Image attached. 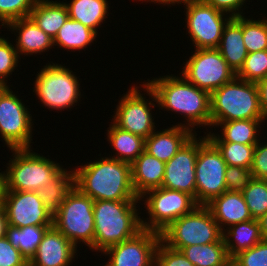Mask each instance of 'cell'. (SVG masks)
<instances>
[{
    "label": "cell",
    "mask_w": 267,
    "mask_h": 266,
    "mask_svg": "<svg viewBox=\"0 0 267 266\" xmlns=\"http://www.w3.org/2000/svg\"><path fill=\"white\" fill-rule=\"evenodd\" d=\"M77 251L71 241L52 226L44 234L29 264L32 266H69Z\"/></svg>",
    "instance_id": "ac0fdd59"
},
{
    "label": "cell",
    "mask_w": 267,
    "mask_h": 266,
    "mask_svg": "<svg viewBox=\"0 0 267 266\" xmlns=\"http://www.w3.org/2000/svg\"><path fill=\"white\" fill-rule=\"evenodd\" d=\"M183 67L181 74L210 94L236 76L216 48L196 49Z\"/></svg>",
    "instance_id": "4fadbf2b"
},
{
    "label": "cell",
    "mask_w": 267,
    "mask_h": 266,
    "mask_svg": "<svg viewBox=\"0 0 267 266\" xmlns=\"http://www.w3.org/2000/svg\"><path fill=\"white\" fill-rule=\"evenodd\" d=\"M75 187L94 201H141L132 186L131 164L109 157L74 168Z\"/></svg>",
    "instance_id": "6da1fadb"
},
{
    "label": "cell",
    "mask_w": 267,
    "mask_h": 266,
    "mask_svg": "<svg viewBox=\"0 0 267 266\" xmlns=\"http://www.w3.org/2000/svg\"><path fill=\"white\" fill-rule=\"evenodd\" d=\"M229 166L251 168L256 145L235 142H212Z\"/></svg>",
    "instance_id": "d6a6232c"
},
{
    "label": "cell",
    "mask_w": 267,
    "mask_h": 266,
    "mask_svg": "<svg viewBox=\"0 0 267 266\" xmlns=\"http://www.w3.org/2000/svg\"><path fill=\"white\" fill-rule=\"evenodd\" d=\"M154 266H194L181 252L166 245L160 240L156 254Z\"/></svg>",
    "instance_id": "ab89813d"
},
{
    "label": "cell",
    "mask_w": 267,
    "mask_h": 266,
    "mask_svg": "<svg viewBox=\"0 0 267 266\" xmlns=\"http://www.w3.org/2000/svg\"><path fill=\"white\" fill-rule=\"evenodd\" d=\"M165 162L145 150L131 164L132 186L140 198L146 191L162 187Z\"/></svg>",
    "instance_id": "603a6c76"
},
{
    "label": "cell",
    "mask_w": 267,
    "mask_h": 266,
    "mask_svg": "<svg viewBox=\"0 0 267 266\" xmlns=\"http://www.w3.org/2000/svg\"><path fill=\"white\" fill-rule=\"evenodd\" d=\"M243 40L248 53L267 50V18L253 20L243 16Z\"/></svg>",
    "instance_id": "e575fe53"
},
{
    "label": "cell",
    "mask_w": 267,
    "mask_h": 266,
    "mask_svg": "<svg viewBox=\"0 0 267 266\" xmlns=\"http://www.w3.org/2000/svg\"><path fill=\"white\" fill-rule=\"evenodd\" d=\"M7 225H8V221L6 218L5 211L2 205H0V238L6 236Z\"/></svg>",
    "instance_id": "bcb514c9"
},
{
    "label": "cell",
    "mask_w": 267,
    "mask_h": 266,
    "mask_svg": "<svg viewBox=\"0 0 267 266\" xmlns=\"http://www.w3.org/2000/svg\"><path fill=\"white\" fill-rule=\"evenodd\" d=\"M2 207L8 225L14 227L53 226V215L37 191H5Z\"/></svg>",
    "instance_id": "9a60e30c"
},
{
    "label": "cell",
    "mask_w": 267,
    "mask_h": 266,
    "mask_svg": "<svg viewBox=\"0 0 267 266\" xmlns=\"http://www.w3.org/2000/svg\"><path fill=\"white\" fill-rule=\"evenodd\" d=\"M21 57L18 55L15 46L9 42L6 38L0 37V85H7L8 75L14 72L18 67V63Z\"/></svg>",
    "instance_id": "74e56055"
},
{
    "label": "cell",
    "mask_w": 267,
    "mask_h": 266,
    "mask_svg": "<svg viewBox=\"0 0 267 266\" xmlns=\"http://www.w3.org/2000/svg\"><path fill=\"white\" fill-rule=\"evenodd\" d=\"M29 261L14 248L6 236L0 238V266H26Z\"/></svg>",
    "instance_id": "b9f144b4"
},
{
    "label": "cell",
    "mask_w": 267,
    "mask_h": 266,
    "mask_svg": "<svg viewBox=\"0 0 267 266\" xmlns=\"http://www.w3.org/2000/svg\"><path fill=\"white\" fill-rule=\"evenodd\" d=\"M160 234L166 245L177 250L223 239V231L205 205H198L192 212L176 219Z\"/></svg>",
    "instance_id": "8992f818"
},
{
    "label": "cell",
    "mask_w": 267,
    "mask_h": 266,
    "mask_svg": "<svg viewBox=\"0 0 267 266\" xmlns=\"http://www.w3.org/2000/svg\"><path fill=\"white\" fill-rule=\"evenodd\" d=\"M223 239L230 259L240 252L250 249L263 240L257 219L231 225L223 231ZM233 239V240H232Z\"/></svg>",
    "instance_id": "d4e9b609"
},
{
    "label": "cell",
    "mask_w": 267,
    "mask_h": 266,
    "mask_svg": "<svg viewBox=\"0 0 267 266\" xmlns=\"http://www.w3.org/2000/svg\"><path fill=\"white\" fill-rule=\"evenodd\" d=\"M227 266H236V265L233 263V260L230 259V260L227 262Z\"/></svg>",
    "instance_id": "f907efd6"
},
{
    "label": "cell",
    "mask_w": 267,
    "mask_h": 266,
    "mask_svg": "<svg viewBox=\"0 0 267 266\" xmlns=\"http://www.w3.org/2000/svg\"><path fill=\"white\" fill-rule=\"evenodd\" d=\"M29 17L52 39L69 18L65 2L37 0Z\"/></svg>",
    "instance_id": "484cf974"
},
{
    "label": "cell",
    "mask_w": 267,
    "mask_h": 266,
    "mask_svg": "<svg viewBox=\"0 0 267 266\" xmlns=\"http://www.w3.org/2000/svg\"><path fill=\"white\" fill-rule=\"evenodd\" d=\"M258 87L261 109L267 120V77L256 83Z\"/></svg>",
    "instance_id": "f6af8a7d"
},
{
    "label": "cell",
    "mask_w": 267,
    "mask_h": 266,
    "mask_svg": "<svg viewBox=\"0 0 267 266\" xmlns=\"http://www.w3.org/2000/svg\"><path fill=\"white\" fill-rule=\"evenodd\" d=\"M74 187V170L68 172L62 168L49 183L39 188L37 193L43 205L54 215Z\"/></svg>",
    "instance_id": "4316f807"
},
{
    "label": "cell",
    "mask_w": 267,
    "mask_h": 266,
    "mask_svg": "<svg viewBox=\"0 0 267 266\" xmlns=\"http://www.w3.org/2000/svg\"><path fill=\"white\" fill-rule=\"evenodd\" d=\"M181 252L194 266H222L230 260L224 239L205 245L183 247Z\"/></svg>",
    "instance_id": "1f68e13d"
},
{
    "label": "cell",
    "mask_w": 267,
    "mask_h": 266,
    "mask_svg": "<svg viewBox=\"0 0 267 266\" xmlns=\"http://www.w3.org/2000/svg\"><path fill=\"white\" fill-rule=\"evenodd\" d=\"M93 203V199L74 187L53 215V226L76 248L81 242L89 248L94 244Z\"/></svg>",
    "instance_id": "52a82bcc"
},
{
    "label": "cell",
    "mask_w": 267,
    "mask_h": 266,
    "mask_svg": "<svg viewBox=\"0 0 267 266\" xmlns=\"http://www.w3.org/2000/svg\"><path fill=\"white\" fill-rule=\"evenodd\" d=\"M65 6L70 19L82 23L96 34L101 22L108 16L107 0H72Z\"/></svg>",
    "instance_id": "83f0119b"
},
{
    "label": "cell",
    "mask_w": 267,
    "mask_h": 266,
    "mask_svg": "<svg viewBox=\"0 0 267 266\" xmlns=\"http://www.w3.org/2000/svg\"><path fill=\"white\" fill-rule=\"evenodd\" d=\"M51 63L43 66L44 68H41L36 75L33 92L49 109L61 111L70 109L80 101L78 77L65 65Z\"/></svg>",
    "instance_id": "ba28073f"
},
{
    "label": "cell",
    "mask_w": 267,
    "mask_h": 266,
    "mask_svg": "<svg viewBox=\"0 0 267 266\" xmlns=\"http://www.w3.org/2000/svg\"><path fill=\"white\" fill-rule=\"evenodd\" d=\"M240 79L257 83L267 77V50L248 53L243 67L236 74Z\"/></svg>",
    "instance_id": "d590c367"
},
{
    "label": "cell",
    "mask_w": 267,
    "mask_h": 266,
    "mask_svg": "<svg viewBox=\"0 0 267 266\" xmlns=\"http://www.w3.org/2000/svg\"><path fill=\"white\" fill-rule=\"evenodd\" d=\"M27 109L9 86L0 85V134L10 150L31 148L33 118Z\"/></svg>",
    "instance_id": "8fae6325"
},
{
    "label": "cell",
    "mask_w": 267,
    "mask_h": 266,
    "mask_svg": "<svg viewBox=\"0 0 267 266\" xmlns=\"http://www.w3.org/2000/svg\"><path fill=\"white\" fill-rule=\"evenodd\" d=\"M144 91L151 97L150 102L146 101L138 86L130 87L128 93L120 98L116 113L112 116L113 123L122 130L131 132L144 139L148 138L155 130L154 118L152 117L151 107L157 104L154 91L143 82ZM156 103H154V102ZM153 102V103H152ZM153 118V119H152Z\"/></svg>",
    "instance_id": "7c38bea8"
},
{
    "label": "cell",
    "mask_w": 267,
    "mask_h": 266,
    "mask_svg": "<svg viewBox=\"0 0 267 266\" xmlns=\"http://www.w3.org/2000/svg\"><path fill=\"white\" fill-rule=\"evenodd\" d=\"M211 126L242 119H265L256 83L235 76L210 94Z\"/></svg>",
    "instance_id": "277c9868"
},
{
    "label": "cell",
    "mask_w": 267,
    "mask_h": 266,
    "mask_svg": "<svg viewBox=\"0 0 267 266\" xmlns=\"http://www.w3.org/2000/svg\"><path fill=\"white\" fill-rule=\"evenodd\" d=\"M107 130V139L117 152L111 158L132 164L144 151L145 139L117 127L113 122Z\"/></svg>",
    "instance_id": "f1b7e54d"
},
{
    "label": "cell",
    "mask_w": 267,
    "mask_h": 266,
    "mask_svg": "<svg viewBox=\"0 0 267 266\" xmlns=\"http://www.w3.org/2000/svg\"><path fill=\"white\" fill-rule=\"evenodd\" d=\"M258 142L255 146L253 161L251 165V172L253 178L267 179V143Z\"/></svg>",
    "instance_id": "7bdbcfd3"
},
{
    "label": "cell",
    "mask_w": 267,
    "mask_h": 266,
    "mask_svg": "<svg viewBox=\"0 0 267 266\" xmlns=\"http://www.w3.org/2000/svg\"><path fill=\"white\" fill-rule=\"evenodd\" d=\"M37 0H0V22L6 26L9 22L29 17Z\"/></svg>",
    "instance_id": "8d00e7d4"
},
{
    "label": "cell",
    "mask_w": 267,
    "mask_h": 266,
    "mask_svg": "<svg viewBox=\"0 0 267 266\" xmlns=\"http://www.w3.org/2000/svg\"><path fill=\"white\" fill-rule=\"evenodd\" d=\"M138 1H144V2H154V3H158V4H162V5H175L176 3L179 5V4H187V3H190V2H193V1H196V0H138Z\"/></svg>",
    "instance_id": "7dc6e473"
},
{
    "label": "cell",
    "mask_w": 267,
    "mask_h": 266,
    "mask_svg": "<svg viewBox=\"0 0 267 266\" xmlns=\"http://www.w3.org/2000/svg\"><path fill=\"white\" fill-rule=\"evenodd\" d=\"M227 164L217 147L204 136L198 139V154L195 164L196 202L207 205L215 197L227 191L225 172Z\"/></svg>",
    "instance_id": "30bf717a"
},
{
    "label": "cell",
    "mask_w": 267,
    "mask_h": 266,
    "mask_svg": "<svg viewBox=\"0 0 267 266\" xmlns=\"http://www.w3.org/2000/svg\"><path fill=\"white\" fill-rule=\"evenodd\" d=\"M137 203L140 201H94L95 233L94 244L90 249L102 253L140 232L141 216H138Z\"/></svg>",
    "instance_id": "3957f363"
},
{
    "label": "cell",
    "mask_w": 267,
    "mask_h": 266,
    "mask_svg": "<svg viewBox=\"0 0 267 266\" xmlns=\"http://www.w3.org/2000/svg\"><path fill=\"white\" fill-rule=\"evenodd\" d=\"M6 191L5 172H0V205L3 203Z\"/></svg>",
    "instance_id": "681fc988"
},
{
    "label": "cell",
    "mask_w": 267,
    "mask_h": 266,
    "mask_svg": "<svg viewBox=\"0 0 267 266\" xmlns=\"http://www.w3.org/2000/svg\"><path fill=\"white\" fill-rule=\"evenodd\" d=\"M146 84L154 91L159 109L171 110L187 118L186 124L178 125L192 131L195 126L211 127L210 93L190 83L182 74L181 77L171 74L148 79Z\"/></svg>",
    "instance_id": "7a4b0ae2"
},
{
    "label": "cell",
    "mask_w": 267,
    "mask_h": 266,
    "mask_svg": "<svg viewBox=\"0 0 267 266\" xmlns=\"http://www.w3.org/2000/svg\"><path fill=\"white\" fill-rule=\"evenodd\" d=\"M253 179L250 168L227 165L225 181L227 191L242 193Z\"/></svg>",
    "instance_id": "60d3db41"
},
{
    "label": "cell",
    "mask_w": 267,
    "mask_h": 266,
    "mask_svg": "<svg viewBox=\"0 0 267 266\" xmlns=\"http://www.w3.org/2000/svg\"><path fill=\"white\" fill-rule=\"evenodd\" d=\"M242 194L252 218L259 220L267 212V180L253 178Z\"/></svg>",
    "instance_id": "836d02e7"
},
{
    "label": "cell",
    "mask_w": 267,
    "mask_h": 266,
    "mask_svg": "<svg viewBox=\"0 0 267 266\" xmlns=\"http://www.w3.org/2000/svg\"><path fill=\"white\" fill-rule=\"evenodd\" d=\"M184 5H186V29L195 46L194 49L217 48L224 26L231 17L216 10L204 0H196Z\"/></svg>",
    "instance_id": "5bb4252c"
},
{
    "label": "cell",
    "mask_w": 267,
    "mask_h": 266,
    "mask_svg": "<svg viewBox=\"0 0 267 266\" xmlns=\"http://www.w3.org/2000/svg\"><path fill=\"white\" fill-rule=\"evenodd\" d=\"M97 34L82 23L68 18L53 39V46L64 49L81 50L93 43Z\"/></svg>",
    "instance_id": "f546056e"
},
{
    "label": "cell",
    "mask_w": 267,
    "mask_h": 266,
    "mask_svg": "<svg viewBox=\"0 0 267 266\" xmlns=\"http://www.w3.org/2000/svg\"><path fill=\"white\" fill-rule=\"evenodd\" d=\"M161 234L142 229L134 237L103 251L109 261L104 266H154Z\"/></svg>",
    "instance_id": "2e32d148"
},
{
    "label": "cell",
    "mask_w": 267,
    "mask_h": 266,
    "mask_svg": "<svg viewBox=\"0 0 267 266\" xmlns=\"http://www.w3.org/2000/svg\"><path fill=\"white\" fill-rule=\"evenodd\" d=\"M206 206L222 231L226 226L229 228L231 225L253 219L242 193L225 191Z\"/></svg>",
    "instance_id": "ffe728a7"
},
{
    "label": "cell",
    "mask_w": 267,
    "mask_h": 266,
    "mask_svg": "<svg viewBox=\"0 0 267 266\" xmlns=\"http://www.w3.org/2000/svg\"><path fill=\"white\" fill-rule=\"evenodd\" d=\"M5 27L18 33L15 46L18 55L40 54L43 51H49L53 46V39L40 29L30 17L13 20Z\"/></svg>",
    "instance_id": "7402d4cb"
},
{
    "label": "cell",
    "mask_w": 267,
    "mask_h": 266,
    "mask_svg": "<svg viewBox=\"0 0 267 266\" xmlns=\"http://www.w3.org/2000/svg\"><path fill=\"white\" fill-rule=\"evenodd\" d=\"M52 226L14 227L7 225L6 237L14 248L30 261L37 251L44 234Z\"/></svg>",
    "instance_id": "4dcf8cb0"
},
{
    "label": "cell",
    "mask_w": 267,
    "mask_h": 266,
    "mask_svg": "<svg viewBox=\"0 0 267 266\" xmlns=\"http://www.w3.org/2000/svg\"><path fill=\"white\" fill-rule=\"evenodd\" d=\"M194 134L191 129L182 125H172L163 131L155 130L145 139L144 150L166 163Z\"/></svg>",
    "instance_id": "d6986e66"
},
{
    "label": "cell",
    "mask_w": 267,
    "mask_h": 266,
    "mask_svg": "<svg viewBox=\"0 0 267 266\" xmlns=\"http://www.w3.org/2000/svg\"><path fill=\"white\" fill-rule=\"evenodd\" d=\"M195 133L181 149L165 163L163 188L192 195L196 200L195 164L198 154V138Z\"/></svg>",
    "instance_id": "e0dca14e"
},
{
    "label": "cell",
    "mask_w": 267,
    "mask_h": 266,
    "mask_svg": "<svg viewBox=\"0 0 267 266\" xmlns=\"http://www.w3.org/2000/svg\"><path fill=\"white\" fill-rule=\"evenodd\" d=\"M216 49L221 53L228 66L237 74L248 55L243 40V16L231 17L228 20Z\"/></svg>",
    "instance_id": "44dd1931"
},
{
    "label": "cell",
    "mask_w": 267,
    "mask_h": 266,
    "mask_svg": "<svg viewBox=\"0 0 267 266\" xmlns=\"http://www.w3.org/2000/svg\"><path fill=\"white\" fill-rule=\"evenodd\" d=\"M147 194V195H146ZM146 196V198H145ZM149 218H141L142 229L158 233L164 231L173 221L192 212L197 206L195 198L185 192L168 188H154L141 195Z\"/></svg>",
    "instance_id": "9c48e42d"
},
{
    "label": "cell",
    "mask_w": 267,
    "mask_h": 266,
    "mask_svg": "<svg viewBox=\"0 0 267 266\" xmlns=\"http://www.w3.org/2000/svg\"><path fill=\"white\" fill-rule=\"evenodd\" d=\"M30 148L11 149L5 172L6 191H37L63 168Z\"/></svg>",
    "instance_id": "5b68a950"
},
{
    "label": "cell",
    "mask_w": 267,
    "mask_h": 266,
    "mask_svg": "<svg viewBox=\"0 0 267 266\" xmlns=\"http://www.w3.org/2000/svg\"><path fill=\"white\" fill-rule=\"evenodd\" d=\"M264 240H267V212L258 220Z\"/></svg>",
    "instance_id": "c3c4849f"
},
{
    "label": "cell",
    "mask_w": 267,
    "mask_h": 266,
    "mask_svg": "<svg viewBox=\"0 0 267 266\" xmlns=\"http://www.w3.org/2000/svg\"><path fill=\"white\" fill-rule=\"evenodd\" d=\"M232 260L236 266H267V240L240 252Z\"/></svg>",
    "instance_id": "f35d334b"
},
{
    "label": "cell",
    "mask_w": 267,
    "mask_h": 266,
    "mask_svg": "<svg viewBox=\"0 0 267 266\" xmlns=\"http://www.w3.org/2000/svg\"><path fill=\"white\" fill-rule=\"evenodd\" d=\"M207 4L214 7L230 17L244 16L242 7L246 0H204ZM240 9L242 11H240ZM229 13V14H228Z\"/></svg>",
    "instance_id": "ee69618b"
},
{
    "label": "cell",
    "mask_w": 267,
    "mask_h": 266,
    "mask_svg": "<svg viewBox=\"0 0 267 266\" xmlns=\"http://www.w3.org/2000/svg\"><path fill=\"white\" fill-rule=\"evenodd\" d=\"M264 120L265 119H242L220 122L216 127H222V132L220 133L222 135L209 132L206 136L211 142H235L245 145H256L261 140L258 137V133H260L259 128L263 122L265 123Z\"/></svg>",
    "instance_id": "cb8c5ba5"
}]
</instances>
